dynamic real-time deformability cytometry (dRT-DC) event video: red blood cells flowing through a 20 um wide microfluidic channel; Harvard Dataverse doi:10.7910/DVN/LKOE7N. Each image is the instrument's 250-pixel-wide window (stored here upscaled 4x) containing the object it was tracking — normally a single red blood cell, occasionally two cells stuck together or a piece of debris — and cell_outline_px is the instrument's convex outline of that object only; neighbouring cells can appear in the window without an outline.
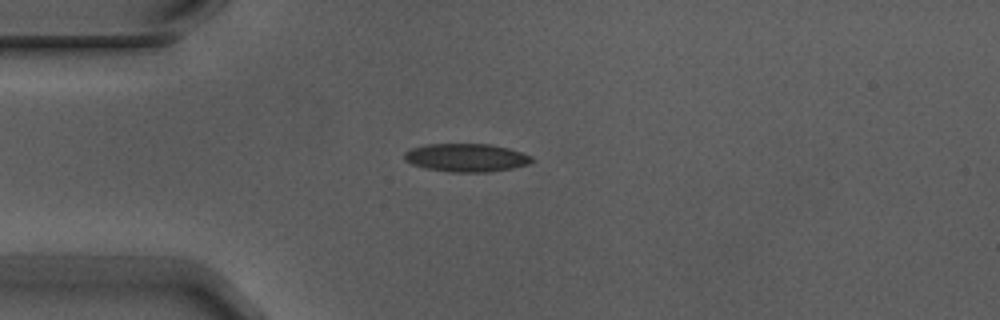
{"species": "Egyptian fruit bat (a non-hibernating species)", "species_latin": "Rousettus aegyptiacus", "temperature_condition": "warm", "stored_images_in_passage": 5, "camera_frame_rate_fps": 3000, "um_per_image_px": 0.085, "animal": {"sex": "male"}, "frame": {"image": 1, "passage_image": 3, "time_ms": 0.667, "image_size_px": [1000, 320], "cell_outline_px": [[536, 160], [528, 164], [512, 168], [488, 172], [448, 172], [428, 168], [412, 164], [404, 160], [404, 152], [412, 148], [428, 144], [488, 144], [508, 148], [532, 156]], "centroid_in_image_um": [39.65, 13.4], "position_along_channel_um": 45.4, "area_um2": 20.87}}